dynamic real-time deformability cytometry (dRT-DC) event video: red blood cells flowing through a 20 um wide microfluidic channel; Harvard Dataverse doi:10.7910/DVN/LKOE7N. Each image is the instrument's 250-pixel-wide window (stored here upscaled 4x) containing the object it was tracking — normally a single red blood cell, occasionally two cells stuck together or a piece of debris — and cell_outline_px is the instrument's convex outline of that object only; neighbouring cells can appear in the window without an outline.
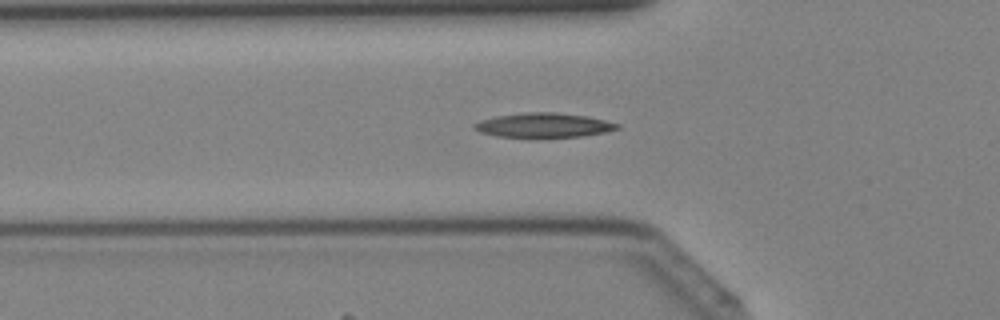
{"species": "Egyptian fruit bat (a non-hibernating species)", "species_latin": "Rousettus aegyptiacus", "temperature_condition": "cold", "stored_images_in_passage": 33, "segment_of_instrument_passage": [1, 2], "camera_frame_rate_fps": 3000, "um_per_image_px": 0.085, "animal": {"sex": "female"}, "frame": {"image": 1, "passage_image": 5, "time_ms": 1.333, "image_size_px": [1000, 320], "cell_outline_px": [[620, 128], [604, 132], [580, 136], [496, 136], [480, 132], [472, 128], [472, 124], [480, 120], [496, 116], [528, 112], [556, 112], [588, 116], [620, 124]], "centroid_in_image_um": [46.19, 10.62], "position_along_channel_um": 79.6, "area_um2": 20.0}}
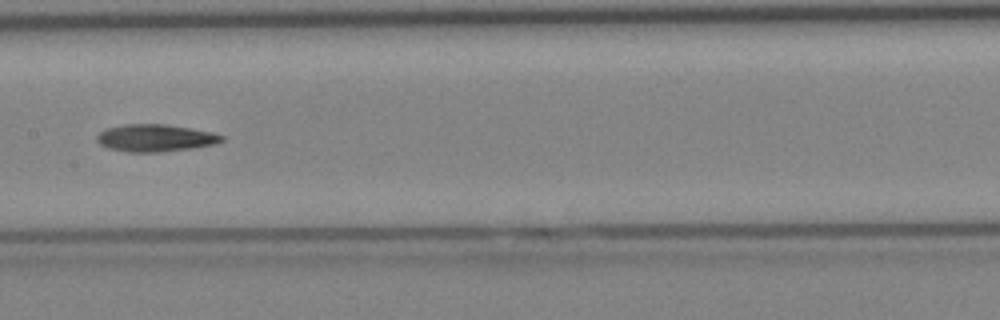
{"frame": {"image": 2, "passage_image": 12, "time_ms": 3.667, "image_size_px": [1000, 320], "cell_outline_px": [[224, 140], [212, 144], [192, 148], [160, 152], [128, 152], [108, 148], [100, 144], [96, 140], [96, 136], [104, 128], [124, 124], [164, 124], [212, 132], [224, 136]], "centroid_in_image_um": [13.15, 11.72], "position_along_channel_um": 194.3, "area_um2": 19.77}}
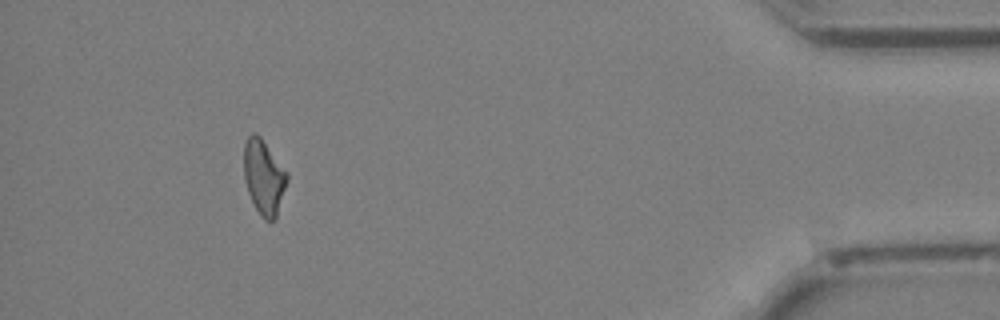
{"frame": {"image": 3, "passage_image": 29, "time_ms": 9.333, "image_size_px": [1000, 320], "cell_outline_px": [[288, 180], [276, 220], [264, 220], [260, 216], [248, 192], [244, 180], [244, 144], [248, 136], [252, 132], [256, 132], [260, 136], [288, 172]], "centroid_in_image_um": [22.44, 15.05], "position_along_channel_um": 412.8, "area_um2": 19.02}}